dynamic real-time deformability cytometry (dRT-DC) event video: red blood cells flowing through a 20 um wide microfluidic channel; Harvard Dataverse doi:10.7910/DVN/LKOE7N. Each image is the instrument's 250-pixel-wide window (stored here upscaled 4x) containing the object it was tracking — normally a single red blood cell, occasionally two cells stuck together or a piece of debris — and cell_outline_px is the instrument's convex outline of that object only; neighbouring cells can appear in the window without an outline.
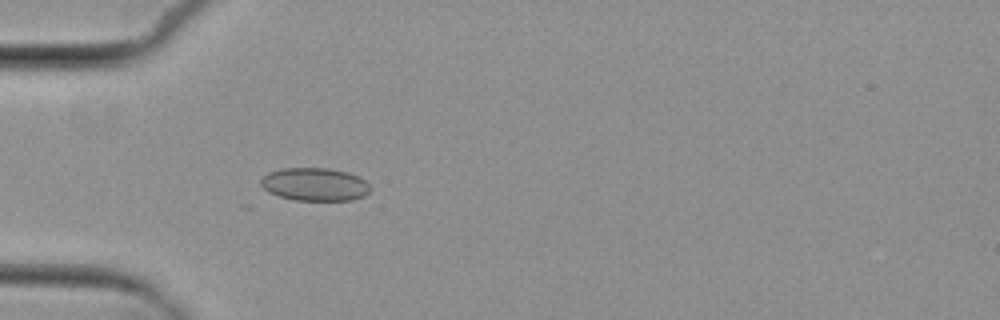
{"species": "common noctule bat (a hibernating species)", "species_latin": "Nyctalus noctula", "temperature_condition": "cold", "stored_images_in_passage": 3, "camera_frame_rate_fps": 3000, "um_per_image_px": 0.085, "animal": {"sex": "female", "body_mass_g": 29.2, "forearm_length_mm": 56.3}, "frame": {"image": 1, "passage_image": 3, "time_ms": 2.667, "image_size_px": [1000, 320], "cell_outline_px": [[372, 188], [364, 196], [352, 200], [296, 200], [280, 196], [268, 192], [260, 184], [260, 180], [268, 172], [280, 168], [328, 168], [348, 172], [364, 180]], "centroid_in_image_um": [26.75, 15.66], "position_along_channel_um": 58.3, "area_um2": 21.04}}